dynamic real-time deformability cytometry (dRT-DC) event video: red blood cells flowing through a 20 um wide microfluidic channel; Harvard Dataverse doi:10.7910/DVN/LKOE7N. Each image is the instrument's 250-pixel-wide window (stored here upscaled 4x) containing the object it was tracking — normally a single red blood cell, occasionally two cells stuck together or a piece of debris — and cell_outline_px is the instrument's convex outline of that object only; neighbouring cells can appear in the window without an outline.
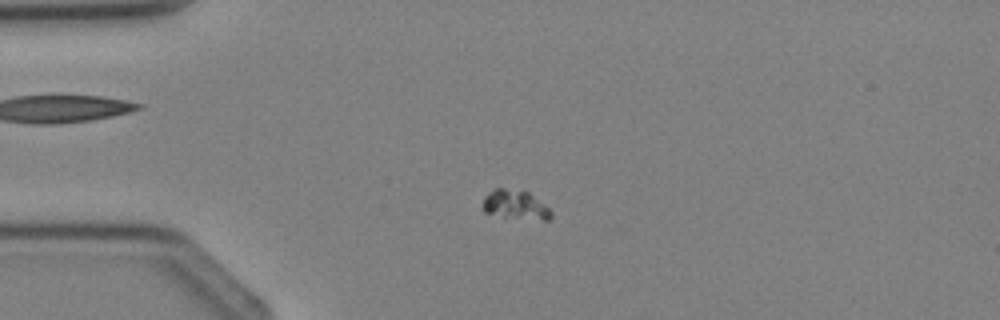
{"species": "Egyptian fruit bat (a non-hibernating species)", "species_latin": "Rousettus aegyptiacus", "temperature_condition": "cold", "stored_images_in_passage": 3, "camera_frame_rate_fps": 3000, "um_per_image_px": 0.085, "animal": {"sex": "female"}, "frame": {"image": 1, "passage_image": 3, "time_ms": 2.333, "image_size_px": [1000, 320], "cell_outline_px": [[552, 220], [544, 220], [504, 216], [484, 212], [484, 196], [496, 188], [504, 188], [528, 192], [544, 204], [552, 212]], "centroid_in_image_um": [43.84, 17.41], "position_along_channel_um": 41.2, "area_um2": 11.27}}